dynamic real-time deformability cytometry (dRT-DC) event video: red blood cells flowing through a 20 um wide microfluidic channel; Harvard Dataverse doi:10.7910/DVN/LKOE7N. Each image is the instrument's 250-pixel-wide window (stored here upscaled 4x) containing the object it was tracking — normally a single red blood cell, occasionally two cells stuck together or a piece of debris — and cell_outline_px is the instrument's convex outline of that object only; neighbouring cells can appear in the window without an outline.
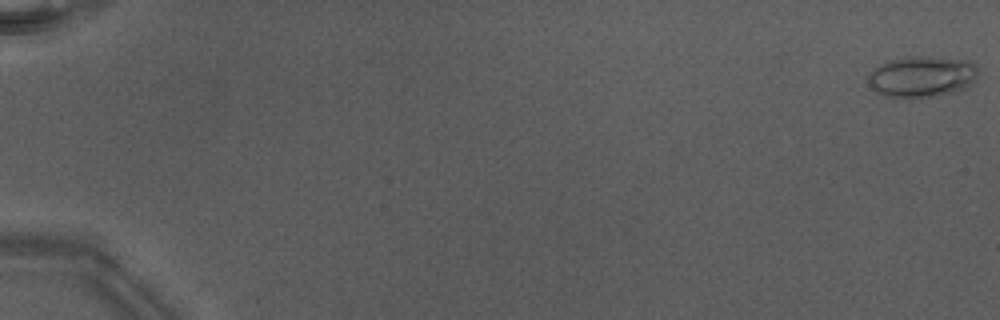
{"species": "Egyptian fruit bat (a non-hibernating species)", "species_latin": "Rousettus aegyptiacus", "temperature_condition": "warm", "stored_images_in_passage": 27, "camera_frame_rate_fps": 3000, "um_per_image_px": 0.085, "animal": {"sex": "male"}, "frame": {"image": 1, "passage_image": 1, "time_ms": 0.0, "image_size_px": [1000, 320], "cell_outline_px": [[980, 72], [976, 80], [972, 84], [948, 92], [932, 96], [888, 96], [876, 92], [868, 84], [868, 76], [880, 64], [888, 60], [904, 56], [928, 56], [972, 60], [976, 64]], "centroid_in_image_um": [78.4, 6.45], "position_along_channel_um": 6.6, "area_um2": 26.18}}
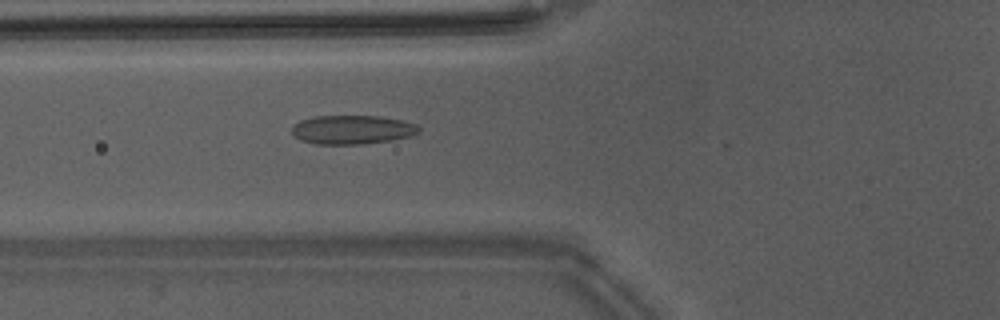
{"frame": {"image": 2, "passage_image": 22, "time_ms": 7.0, "image_size_px": [1000, 320], "cell_outline_px": [[420, 132], [412, 136], [392, 140], [364, 144], [312, 144], [300, 140], [292, 136], [292, 124], [300, 120], [316, 116], [376, 116], [400, 120], [416, 124], [420, 128]], "centroid_in_image_um": [29.9, 11.03], "position_along_channel_um": 95.9, "area_um2": 21.62}}
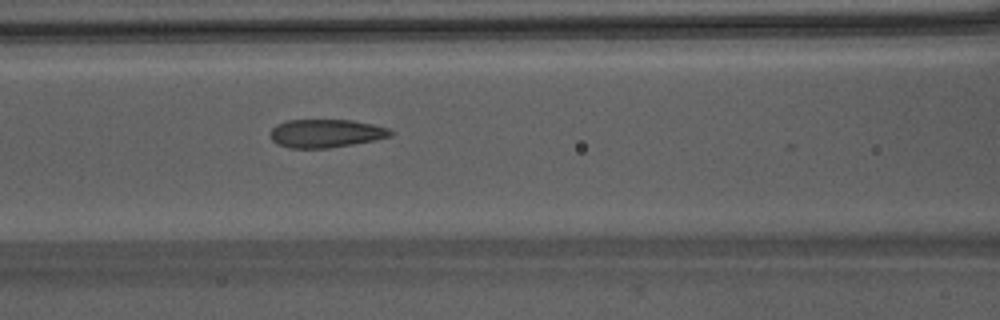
{"frame": {"image": 3, "passage_image": 25, "time_ms": 8.0, "image_size_px": [1000, 320], "cell_outline_px": [[392, 136], [376, 140], [328, 148], [288, 148], [276, 144], [272, 140], [272, 128], [276, 124], [288, 120], [352, 120], [372, 124], [388, 128], [392, 132]], "centroid_in_image_um": [27.7, 11.34], "position_along_channel_um": 138.9, "area_um2": 19.77}}